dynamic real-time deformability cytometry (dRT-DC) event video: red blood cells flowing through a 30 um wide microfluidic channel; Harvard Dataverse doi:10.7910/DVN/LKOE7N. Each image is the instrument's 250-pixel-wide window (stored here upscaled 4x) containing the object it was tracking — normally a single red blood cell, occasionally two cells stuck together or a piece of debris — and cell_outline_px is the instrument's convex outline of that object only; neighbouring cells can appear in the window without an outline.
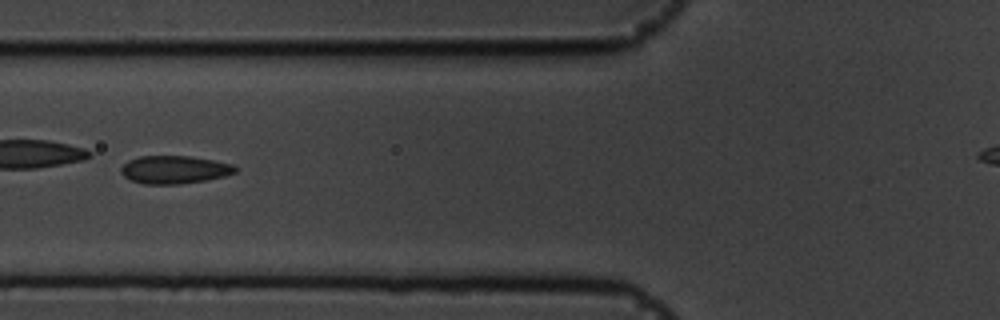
{"species": "common noctule bat (a hibernating species)", "species_latin": "Nyctalus noctula", "temperature_condition": "cold", "stored_images_in_passage": 36, "camera_frame_rate_fps": 3000, "um_per_image_px": 0.085, "animal": {"sex": "male", "body_mass_g": 19.5, "forearm_length_mm": 54.6}, "frame": {"image": 1, "passage_image": 6, "time_ms": 1.667, "image_size_px": [1000, 320], "cell_outline_px": [[236, 172], [224, 176], [204, 180], [180, 184], [144, 184], [132, 180], [124, 176], [120, 172], [120, 168], [128, 160], [140, 156], [188, 156], [212, 160], [232, 164], [236, 168]], "centroid_in_image_um": [14.79, 14.42], "position_along_channel_um": 111.0, "area_um2": 18.44}, "authors_computed_cell_mechanics": {"area_um2": 18.5827, "velocity_mm_per_s": 3.6268, "shape_relaxation_time_tau1_ms": 5.7501, "shape_relaxation_time_tau2_ms": 2.7788, "deformation_change_tau1": 0.1073, "deformation_change_tau2": 0.0799}}